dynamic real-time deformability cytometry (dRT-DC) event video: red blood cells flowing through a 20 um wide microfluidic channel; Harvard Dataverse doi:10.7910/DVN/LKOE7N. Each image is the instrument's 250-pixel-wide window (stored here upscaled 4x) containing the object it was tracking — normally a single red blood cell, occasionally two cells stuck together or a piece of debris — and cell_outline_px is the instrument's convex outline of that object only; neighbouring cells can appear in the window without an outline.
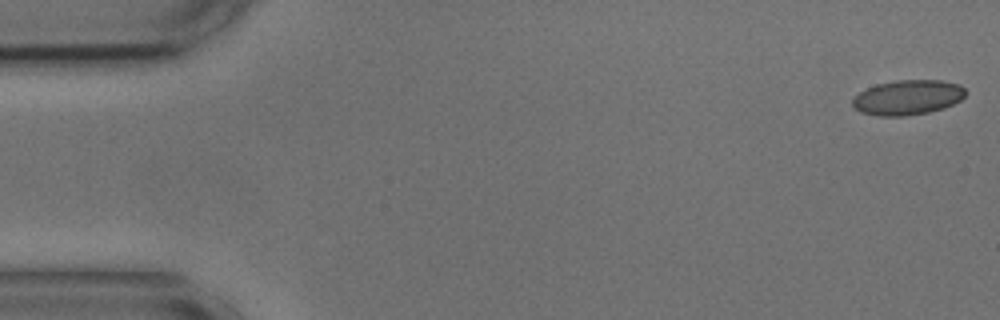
{"species": "common noctule bat (a hibernating species)", "species_latin": "Nyctalus noctula", "temperature_condition": "cold", "stored_images_in_passage": 54, "camera_frame_rate_fps": 3000, "um_per_image_px": 0.085, "animal": {"sex": "male", "body_mass_g": 17.9, "forearm_length_mm": 54.2}, "frame": {"image": 1, "passage_image": 1, "time_ms": 0.0, "image_size_px": [1000, 320], "cell_outline_px": [[964, 96], [960, 100], [944, 108], [928, 112], [904, 116], [880, 116], [860, 112], [852, 104], [852, 100], [860, 92], [876, 84], [896, 80], [940, 80], [960, 84], [964, 88]], "centroid_in_image_um": [77.15, 8.28], "position_along_channel_um": 7.8, "area_um2": 22.83}}
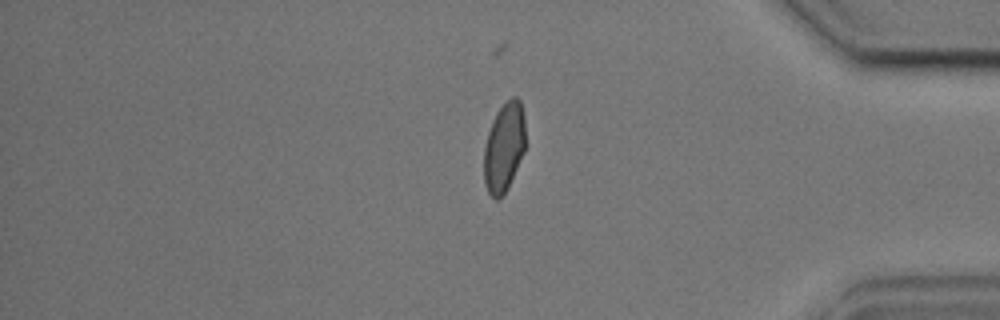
{"frame": {"image": 2, "passage_image": 45, "time_ms": 14.667, "image_size_px": [1000, 320], "cell_outline_px": [[524, 152], [504, 192], [496, 200], [488, 192], [484, 184], [484, 148], [488, 132], [492, 120], [496, 112], [512, 96], [516, 96], [520, 100], [524, 116]], "centroid_in_image_um": [42.83, 12.47], "position_along_channel_um": 392.4, "area_um2": 21.15}}
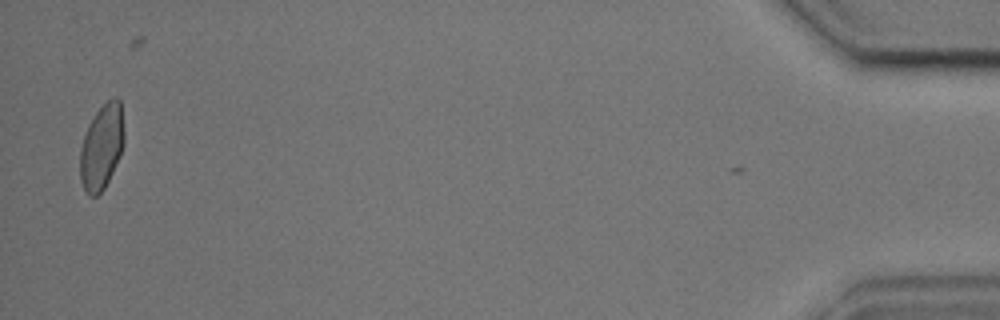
{"frame": {"image": 3, "passage_image": 53, "time_ms": 17.333, "image_size_px": [1000, 320], "cell_outline_px": [[124, 144], [120, 156], [104, 188], [96, 196], [88, 196], [80, 180], [80, 148], [88, 124], [96, 112], [112, 96], [116, 96], [120, 100], [124, 132]], "centroid_in_image_um": [8.64, 12.47], "position_along_channel_um": 426.6, "area_um2": 21.85}, "authors_computed_cell_mechanics": {"area_um2": 22.253, "velocity_mm_per_s": 3.6609, "shape_relaxation_time_tau1_ms": 5.8356, "shape_relaxation_time_tau2_ms": 1.6225, "deformation_change_tau1": 0.1173, "deformation_change_tau2": 0.0416}}